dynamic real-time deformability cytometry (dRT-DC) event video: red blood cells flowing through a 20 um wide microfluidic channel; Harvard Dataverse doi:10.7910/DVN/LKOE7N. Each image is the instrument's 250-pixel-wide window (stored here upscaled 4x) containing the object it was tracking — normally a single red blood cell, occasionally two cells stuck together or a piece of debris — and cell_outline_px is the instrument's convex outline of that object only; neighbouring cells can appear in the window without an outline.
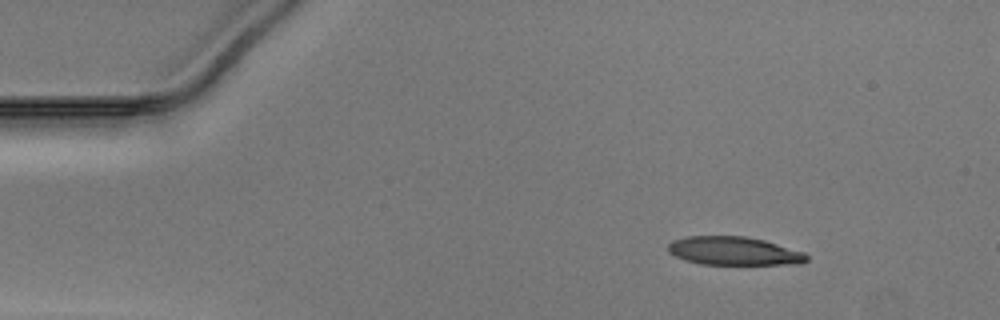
{"species": "Egyptian fruit bat (a non-hibernating species)", "species_latin": "Rousettus aegyptiacus", "temperature_condition": "warm", "stored_images_in_passage": 44, "camera_frame_rate_fps": 3000, "um_per_image_px": 0.085, "animal": {"sex": "male"}, "frame": {"image": 1, "passage_image": 1, "time_ms": 0.0, "image_size_px": [1000, 320], "cell_outline_px": [[808, 260], [800, 264], [700, 264], [684, 260], [668, 252], [668, 244], [672, 240], [688, 236], [744, 236], [764, 240], [804, 252], [808, 256]], "centroid_in_image_um": [62.37, 21.33], "position_along_channel_um": 22.6, "area_um2": 22.95}}
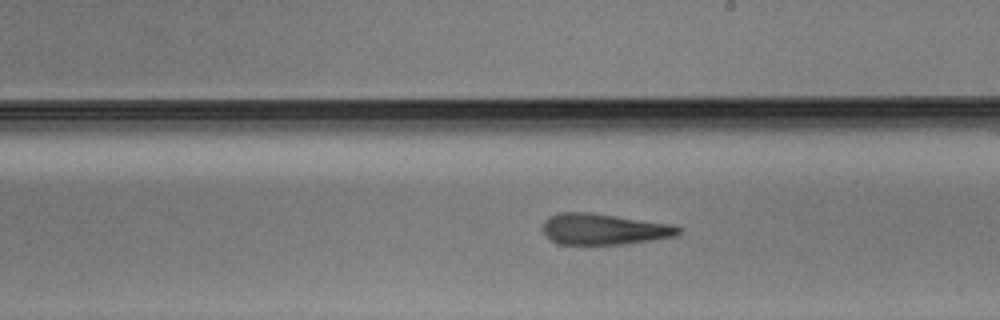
{"frame": {"image": 2, "passage_image": 23, "time_ms": 7.333, "image_size_px": [1000, 320], "cell_outline_px": [[684, 228], [676, 236], [652, 240], [624, 244], [560, 244], [552, 240], [544, 232], [544, 220], [548, 216], [560, 212], [592, 212], [672, 224]], "centroid_in_image_um": [51.37, 19.46], "position_along_channel_um": 237.6, "area_um2": 24.62}}
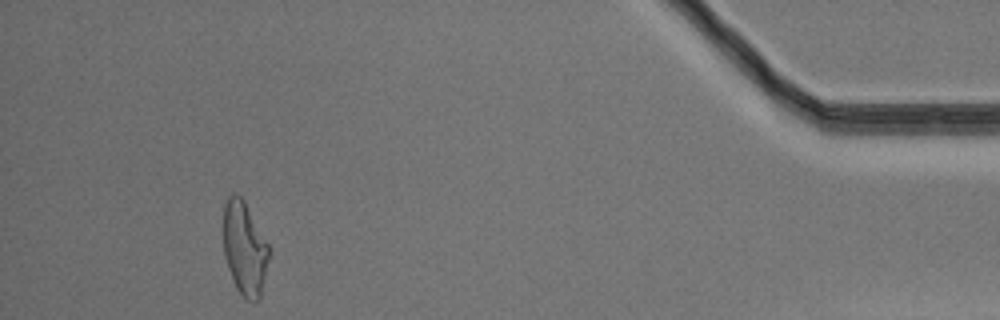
{"frame": {"image": 3, "passage_image": 41, "time_ms": 13.333, "image_size_px": [1000, 320], "cell_outline_px": [[268, 256], [260, 300], [252, 304], [240, 292], [228, 268], [224, 256], [224, 204], [228, 196], [232, 192], [236, 192], [244, 200], [268, 244]], "centroid_in_image_um": [20.78, 21.09], "position_along_channel_um": 414.4, "area_um2": 24.45}}